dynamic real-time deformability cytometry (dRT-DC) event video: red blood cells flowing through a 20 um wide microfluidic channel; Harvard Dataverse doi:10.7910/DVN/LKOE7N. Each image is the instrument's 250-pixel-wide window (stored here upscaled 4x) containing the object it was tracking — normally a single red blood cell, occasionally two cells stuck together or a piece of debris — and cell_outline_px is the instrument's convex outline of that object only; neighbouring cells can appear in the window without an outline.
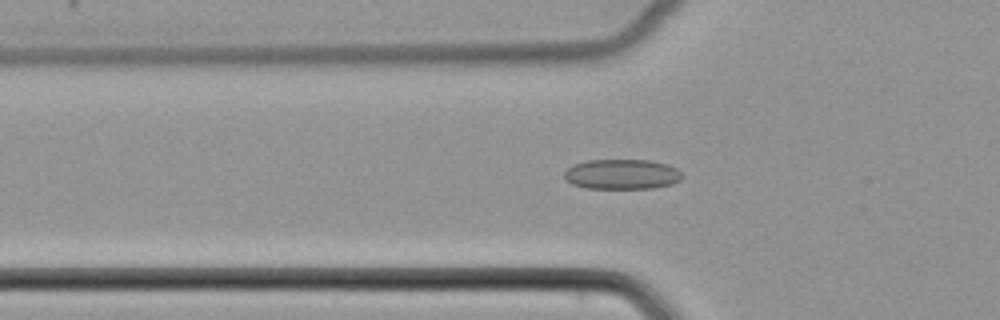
{"species": "common noctule bat (a hibernating species)", "species_latin": "Nyctalus noctula", "temperature_condition": "cold", "stored_images_in_passage": 49, "camera_frame_rate_fps": 3000, "um_per_image_px": 0.085, "animal": {"sex": "female", "body_mass_g": 22.7, "forearm_length_mm": 54.2}, "frame": {"image": 1, "passage_image": 17, "time_ms": 5.333, "image_size_px": [1000, 320], "cell_outline_px": [[680, 180], [672, 184], [652, 188], [588, 188], [572, 184], [564, 176], [564, 172], [572, 164], [588, 160], [648, 160], [668, 164], [676, 168], [680, 172]], "centroid_in_image_um": [52.85, 14.8], "position_along_channel_um": 73.0, "area_um2": 20.52}}
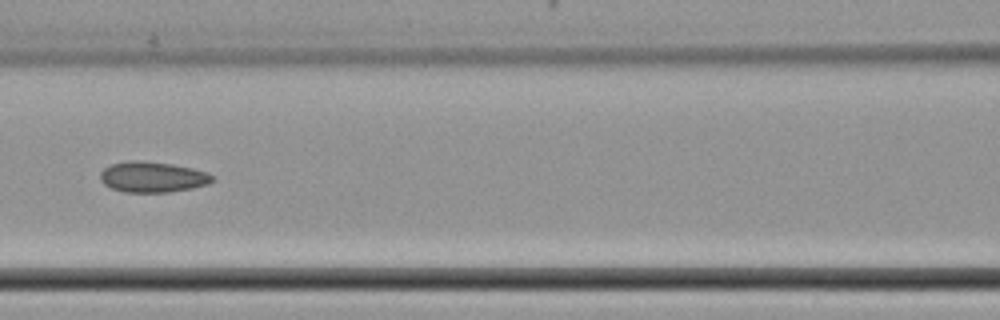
{"frame": {"image": 2, "passage_image": 23, "time_ms": 7.333, "image_size_px": [1000, 320], "cell_outline_px": [[216, 180], [208, 184], [192, 188], [168, 192], [124, 192], [112, 188], [104, 184], [100, 180], [100, 172], [104, 168], [112, 164], [128, 160], [140, 160], [172, 164], [192, 168], [208, 172], [216, 176]], "centroid_in_image_um": [13.0, 15.04], "position_along_channel_um": 153.6, "area_um2": 20.23}}
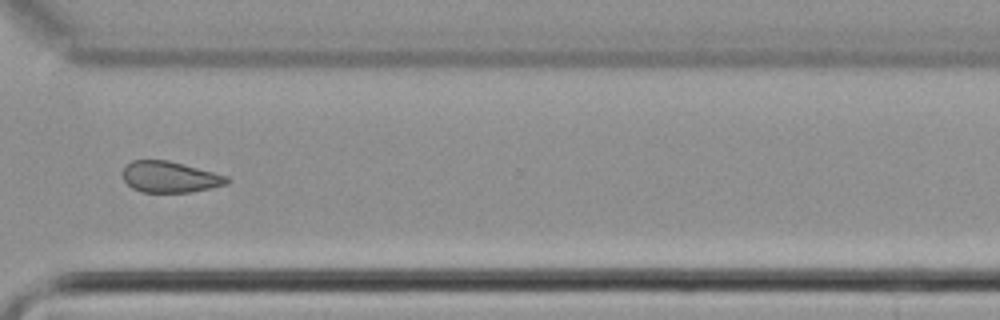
{"frame": {"image": 3, "passage_image": 38, "time_ms": 12.333, "image_size_px": [1000, 320], "cell_outline_px": [[232, 180], [228, 184], [192, 192], [140, 192], [132, 188], [124, 180], [120, 172], [132, 160], [168, 160], [228, 176]], "centroid_in_image_um": [14.44, 15.05], "position_along_channel_um": 356.2, "area_um2": 19.02}}